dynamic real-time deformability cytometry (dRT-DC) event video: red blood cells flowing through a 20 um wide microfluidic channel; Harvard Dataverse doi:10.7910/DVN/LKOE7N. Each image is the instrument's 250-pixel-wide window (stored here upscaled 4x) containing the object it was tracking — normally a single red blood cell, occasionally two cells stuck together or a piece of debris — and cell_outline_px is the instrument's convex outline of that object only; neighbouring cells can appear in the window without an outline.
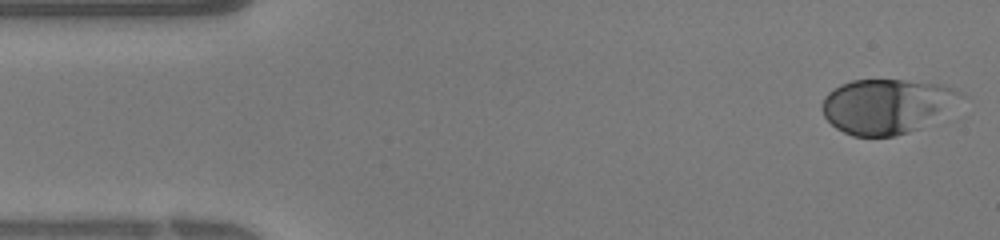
{"species": "human", "species_latin": "Homo sapiens", "temperature_condition": "warm", "stored_images_in_passage": 38, "camera_frame_rate_fps": 3000, "um_per_image_px": 0.085, "donor": {"sex": "female"}, "frame": {"image": 1, "passage_image": 1, "time_ms": 0.0, "image_size_px": [1000, 240], "cell_outline_px": [[968, 96], [920, 128], [908, 132], [892, 136], [852, 136], [836, 128], [824, 116], [820, 108], [820, 104], [824, 96], [828, 92], [840, 84], [852, 80], [904, 80], [940, 84], [964, 92]], "centroid_in_image_um": [75.36, 9.01], "position_along_channel_um": 9.6, "area_um2": 44.27}}
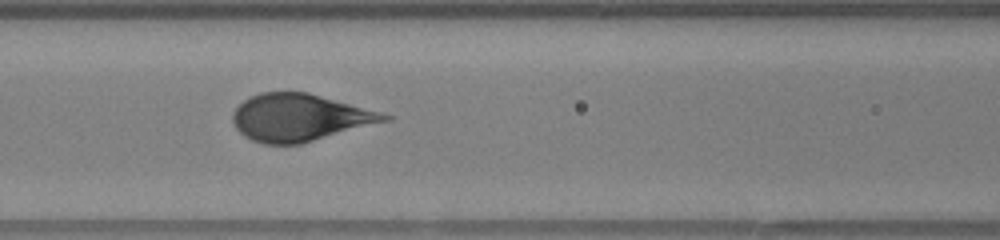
{"frame": {"image": 2, "passage_image": 15, "time_ms": 4.667, "image_size_px": [1000, 240], "cell_outline_px": [[392, 120], [300, 144], [264, 144], [252, 140], [244, 136], [236, 128], [232, 120], [232, 112], [244, 100], [260, 92], [308, 92], [380, 112], [392, 116]], "centroid_in_image_um": [25.46, 10.0], "position_along_channel_um": 141.1, "area_um2": 41.56}}
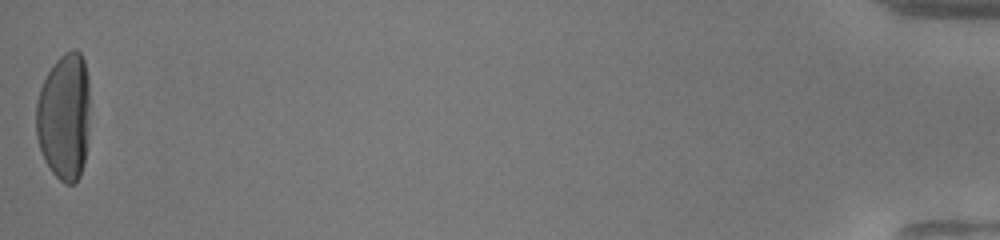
{"frame": {"image": 3, "passage_image": 38, "time_ms": 12.333, "image_size_px": [1000, 240], "cell_outline_px": [[88, 128], [84, 164], [80, 176], [72, 184], [64, 184], [52, 172], [44, 160], [36, 136], [36, 104], [40, 88], [48, 72], [56, 60], [64, 52], [72, 48], [76, 48], [80, 52], [84, 60], [88, 76]], "centroid_in_image_um": [5.45, 9.9], "position_along_channel_um": 429.7, "area_um2": 40.0}}